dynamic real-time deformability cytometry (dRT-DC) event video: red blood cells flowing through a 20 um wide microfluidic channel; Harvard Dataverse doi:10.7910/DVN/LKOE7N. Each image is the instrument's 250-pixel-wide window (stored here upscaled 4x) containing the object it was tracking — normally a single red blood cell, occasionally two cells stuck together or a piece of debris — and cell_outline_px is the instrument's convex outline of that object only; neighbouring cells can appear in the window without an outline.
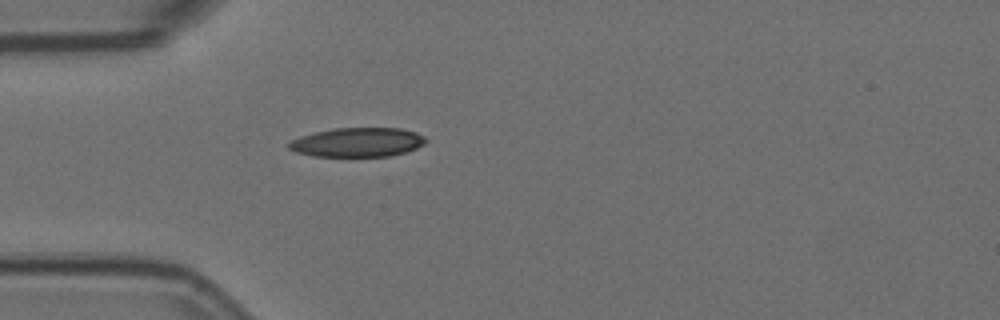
{"species": "Egyptian fruit bat (a non-hibernating species)", "species_latin": "Rousettus aegyptiacus", "temperature_condition": "room temperature", "stored_images_in_passage": 4, "camera_frame_rate_fps": 3000, "um_per_image_px": 0.085, "animal": {"sex": "female"}, "frame": {"image": 1, "passage_image": 4, "time_ms": 1.0, "image_size_px": [1000, 320], "cell_outline_px": [[428, 140], [424, 144], [416, 148], [404, 152], [388, 156], [312, 156], [296, 152], [288, 148], [284, 144], [300, 136], [312, 132], [336, 128], [400, 128], [416, 132], [424, 136]], "centroid_in_image_um": [30.35, 12.09], "position_along_channel_um": 54.6, "area_um2": 23.41}}